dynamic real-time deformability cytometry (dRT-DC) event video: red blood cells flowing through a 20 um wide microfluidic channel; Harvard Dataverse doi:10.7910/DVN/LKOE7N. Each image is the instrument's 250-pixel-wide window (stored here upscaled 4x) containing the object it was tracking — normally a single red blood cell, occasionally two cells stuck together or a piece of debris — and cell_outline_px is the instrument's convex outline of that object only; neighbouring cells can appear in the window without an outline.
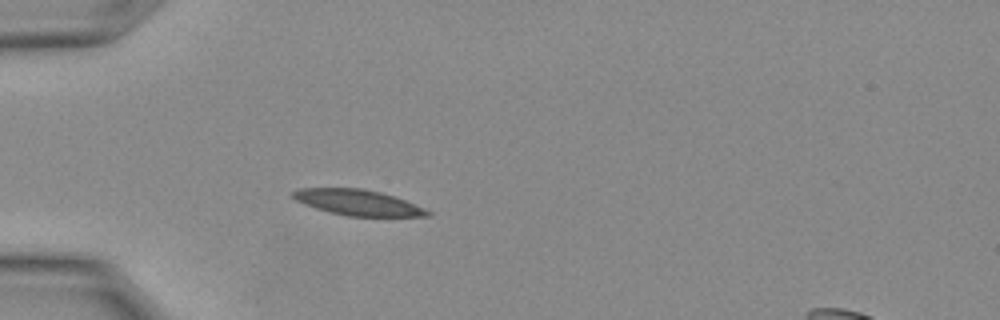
{"species": "Egyptian fruit bat (a non-hibernating species)", "species_latin": "Rousettus aegyptiacus", "temperature_condition": "warm", "stored_images_in_passage": 11, "camera_frame_rate_fps": 3000, "um_per_image_px": 0.085, "animal": {"sex": "female"}, "frame": {"image": 1, "passage_image": 7, "time_ms": 2.0, "image_size_px": [1000, 320], "cell_outline_px": [[432, 216], [348, 216], [316, 208], [304, 204], [296, 200], [292, 196], [292, 192], [300, 188], [360, 188], [380, 192], [404, 200], [424, 208], [432, 212]], "centroid_in_image_um": [30.42, 17.21], "position_along_channel_um": 54.6, "area_um2": 19.83}}
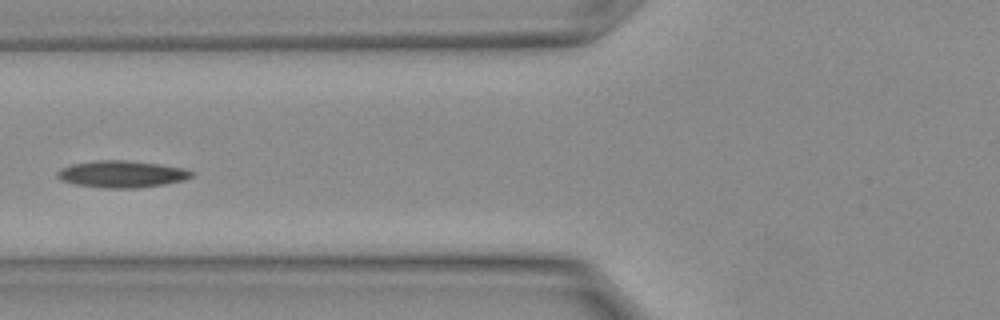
{"frame": {"image": 2, "passage_image": 10, "time_ms": 3.0, "image_size_px": [1000, 320], "cell_outline_px": [[196, 172], [192, 176], [184, 180], [164, 184], [136, 188], [104, 188], [76, 184], [60, 180], [56, 176], [56, 172], [60, 168], [72, 164], [96, 160], [124, 160], [156, 164], [184, 168]], "centroid_in_image_um": [10.33, 14.8], "position_along_channel_um": 115.5, "area_um2": 20.98}}